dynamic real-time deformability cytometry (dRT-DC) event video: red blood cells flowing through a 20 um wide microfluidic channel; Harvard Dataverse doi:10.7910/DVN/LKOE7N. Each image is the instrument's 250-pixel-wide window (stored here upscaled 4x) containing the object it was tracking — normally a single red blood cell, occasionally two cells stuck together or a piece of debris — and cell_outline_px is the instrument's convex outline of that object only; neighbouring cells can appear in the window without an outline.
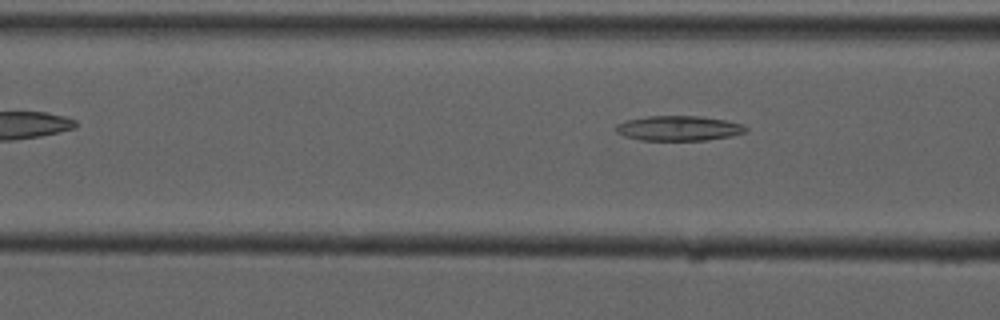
{"species": "common noctule bat (a hibernating species)", "species_latin": "Nyctalus noctula", "temperature_condition": "cold", "stored_images_in_passage": 5, "segment_of_instrument_passage": [2, 2], "camera_frame_rate_fps": 3000, "um_per_image_px": 0.085, "animal": {"sex": "male", "forearm_length_mm": 52.5}, "frame": {"image": 1, "passage_image": 5, "time_ms": 5.333, "image_size_px": [1000, 320], "cell_outline_px": [[748, 132], [732, 136], [708, 140], [640, 140], [624, 136], [616, 132], [616, 124], [624, 120], [648, 116], [700, 116], [724, 120], [740, 124], [748, 128]], "centroid_in_image_um": [57.68, 10.9], "position_along_channel_um": 108.9, "area_um2": 18.96}}